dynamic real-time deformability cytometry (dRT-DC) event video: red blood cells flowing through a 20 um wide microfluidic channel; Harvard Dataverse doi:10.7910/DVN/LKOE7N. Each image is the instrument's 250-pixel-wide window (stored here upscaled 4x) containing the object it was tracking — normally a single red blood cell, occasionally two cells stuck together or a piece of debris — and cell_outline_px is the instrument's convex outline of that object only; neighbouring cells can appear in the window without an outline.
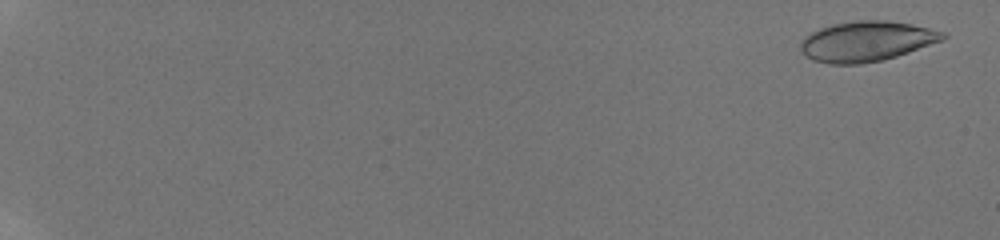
{"species": "human", "species_latin": "Homo sapiens", "temperature_condition": "room temperature", "stored_images_in_passage": 36, "camera_frame_rate_fps": 3000, "um_per_image_px": 0.085, "donor": {"sex": "male"}, "frame": {"image": 1, "passage_image": 2, "time_ms": 0.667, "image_size_px": [1000, 240], "cell_outline_px": [[948, 36], [940, 40], [908, 52], [896, 56], [880, 60], [860, 64], [828, 64], [812, 60], [800, 48], [800, 44], [812, 32], [820, 28], [832, 24], [856, 20], [884, 20], [912, 24], [944, 32]], "centroid_in_image_um": [73.64, 3.5], "position_along_channel_um": 11.4, "area_um2": 32.77}}
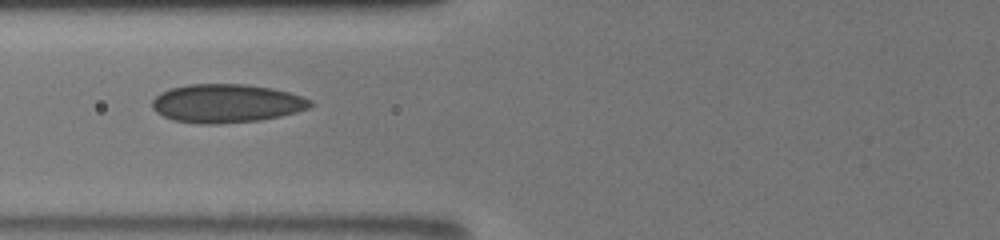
{"frame": {"image": 2, "passage_image": 22, "time_ms": 9.0, "image_size_px": [1000, 240], "cell_outline_px": [[312, 104], [308, 108], [296, 112], [280, 116], [260, 120], [212, 124], [196, 124], [172, 120], [156, 112], [152, 108], [152, 100], [160, 92], [172, 88], [188, 84], [248, 84], [272, 88], [288, 92], [312, 100]], "centroid_in_image_um": [19.22, 8.79], "position_along_channel_um": 106.6, "area_um2": 35.55}}
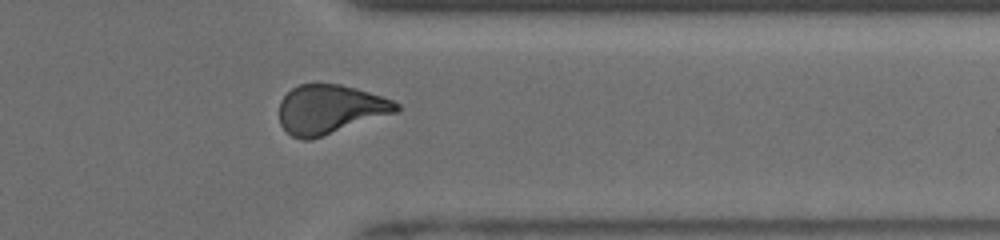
{"frame": {"image": 3, "passage_image": 36, "time_ms": 16.0, "image_size_px": [1000, 240], "cell_outline_px": [[400, 108], [396, 112], [308, 140], [300, 140], [292, 136], [280, 124], [280, 100], [292, 88], [300, 84], [340, 84], [356, 88], [392, 100], [400, 104]], "centroid_in_image_um": [28.02, 9.28], "position_along_channel_um": 383.4, "area_um2": 32.95}, "authors_computed_cell_mechanics": {"area_um2": 33.4951, "velocity_mm_per_s": 3.9709, "shape_relaxation_time_tau1_ms": null, "shape_relaxation_time_tau2_ms": 1.1733, "deformation_change_tau1": null, "deformation_change_tau2": 0.0746}}